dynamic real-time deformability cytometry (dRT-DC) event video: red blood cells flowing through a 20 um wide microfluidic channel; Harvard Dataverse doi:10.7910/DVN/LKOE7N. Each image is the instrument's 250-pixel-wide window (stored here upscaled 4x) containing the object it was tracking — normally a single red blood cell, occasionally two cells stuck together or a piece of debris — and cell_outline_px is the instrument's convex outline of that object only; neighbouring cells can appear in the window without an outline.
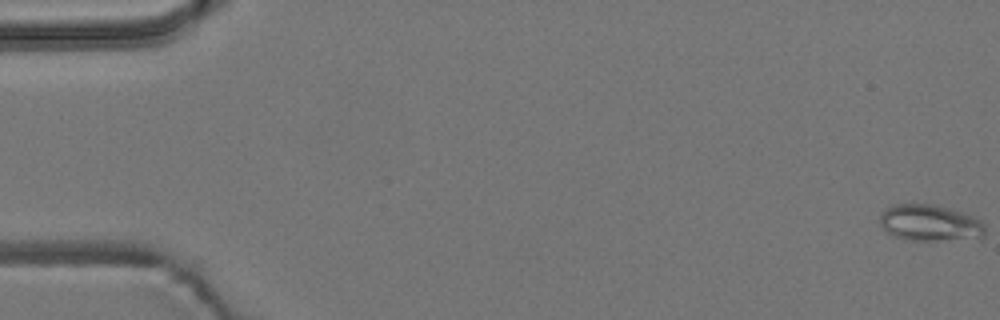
{"species": "common noctule bat (a hibernating species)", "species_latin": "Nyctalus noctula", "temperature_condition": "room temperature", "stored_images_in_passage": 56, "camera_frame_rate_fps": 3000, "um_per_image_px": 0.085, "animal": {"sex": "male", "body_mass_g": 19.2, "forearm_length_mm": 51.8}, "frame": {"image": 1, "passage_image": 1, "time_ms": 0.0, "image_size_px": [1000, 320], "cell_outline_px": [[984, 236], [980, 240], [904, 240], [892, 236], [884, 232], [880, 224], [880, 216], [892, 204], [936, 204], [964, 212], [980, 220], [984, 224]], "centroid_in_image_um": [79.07, 18.97], "position_along_channel_um": 5.9, "area_um2": 22.89}}
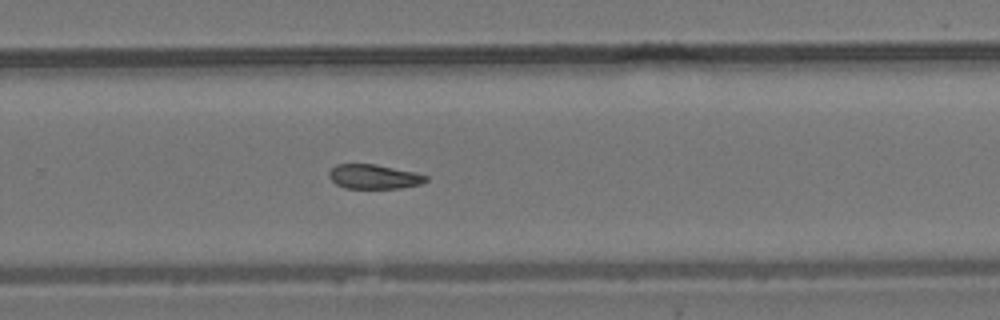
{"frame": {"image": 2, "passage_image": 37, "time_ms": 12.0, "image_size_px": [1000, 320], "cell_outline_px": [[428, 180], [420, 184], [400, 188], [344, 188], [336, 184], [328, 176], [328, 172], [336, 164], [376, 164], [416, 172], [428, 176]], "centroid_in_image_um": [31.79, 15.01], "position_along_channel_um": 298.0, "area_um2": 13.87}}
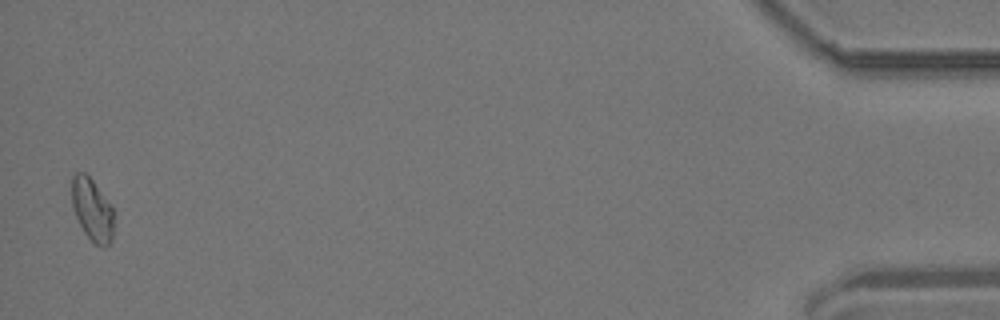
{"frame": {"image": 3, "passage_image": 55, "time_ms": 18.0, "image_size_px": [1000, 320], "cell_outline_px": [[112, 240], [104, 248], [96, 244], [84, 232], [76, 216], [72, 204], [72, 176], [76, 172], [84, 172], [92, 180], [112, 204]], "centroid_in_image_um": [7.83, 17.8], "position_along_channel_um": 427.4, "area_um2": 15.09}}